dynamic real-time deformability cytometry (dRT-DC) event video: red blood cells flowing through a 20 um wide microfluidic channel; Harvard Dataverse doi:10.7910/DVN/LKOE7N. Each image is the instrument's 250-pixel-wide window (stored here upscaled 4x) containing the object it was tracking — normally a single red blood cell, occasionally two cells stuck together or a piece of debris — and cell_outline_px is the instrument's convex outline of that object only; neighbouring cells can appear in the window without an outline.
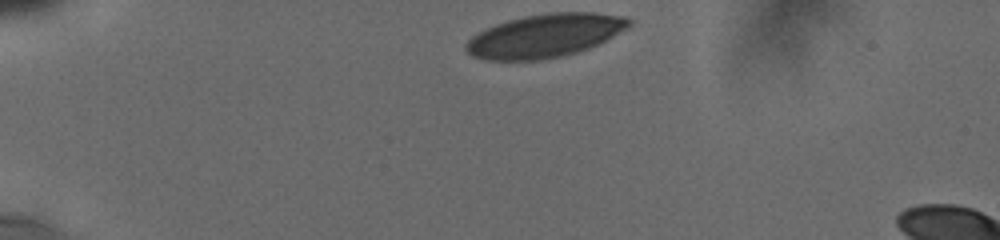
{"species": "human", "species_latin": "Homo sapiens", "temperature_condition": "cold", "stored_images_in_passage": 36, "camera_frame_rate_fps": 3000, "um_per_image_px": 0.085, "donor": {"sex": "male"}, "frame": {"image": 1, "passage_image": 1, "time_ms": 0.0, "image_size_px": [1000, 240], "cell_outline_px": [[632, 24], [628, 28], [588, 48], [576, 52], [560, 56], [540, 60], [484, 60], [472, 56], [464, 48], [464, 44], [476, 32], [496, 24], [508, 20], [524, 16], [548, 12], [592, 12], [624, 16], [632, 20]], "centroid_in_image_um": [46.28, 3.02], "position_along_channel_um": 38.7, "area_um2": 41.15}}
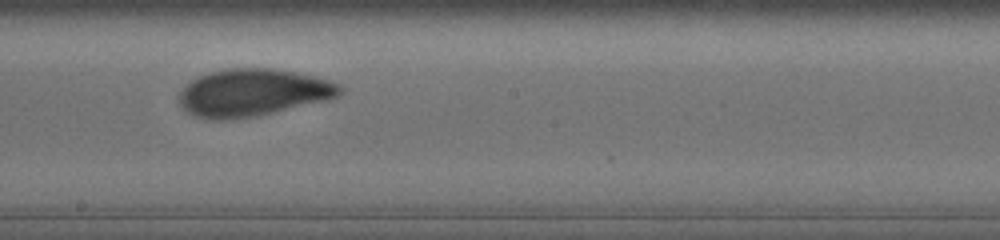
{"frame": {"image": 2, "passage_image": 21, "time_ms": 6.667, "image_size_px": [1000, 240], "cell_outline_px": [[344, 92], [328, 100], [256, 116], [224, 120], [212, 120], [196, 116], [188, 112], [180, 104], [176, 96], [184, 84], [208, 72], [224, 68], [272, 68], [296, 72], [316, 76], [340, 84], [344, 88]], "centroid_in_image_um": [21.48, 7.86], "position_along_channel_um": 226.7, "area_um2": 44.74}}
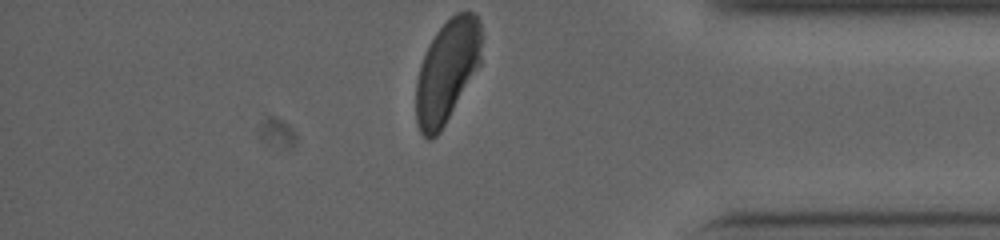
{"frame": {"image": 3, "passage_image": 36, "time_ms": 11.667, "image_size_px": [1000, 240], "cell_outline_px": [[480, 64], [440, 132], [432, 140], [428, 140], [420, 132], [416, 120], [416, 84], [420, 64], [436, 32], [456, 12], [472, 12], [480, 20]], "centroid_in_image_um": [37.98, 6.07], "position_along_channel_um": 397.2, "area_um2": 38.55}, "authors_computed_cell_mechanics": {"area_um2": 43.4656, "velocity_mm_per_s": 3.7442, "shape_relaxation_time_tau1_ms": 3.6591, "shape_relaxation_time_tau2_ms": 0.8911, "deformation_change_tau1": 0.1392, "deformation_change_tau2": 0.0498}}